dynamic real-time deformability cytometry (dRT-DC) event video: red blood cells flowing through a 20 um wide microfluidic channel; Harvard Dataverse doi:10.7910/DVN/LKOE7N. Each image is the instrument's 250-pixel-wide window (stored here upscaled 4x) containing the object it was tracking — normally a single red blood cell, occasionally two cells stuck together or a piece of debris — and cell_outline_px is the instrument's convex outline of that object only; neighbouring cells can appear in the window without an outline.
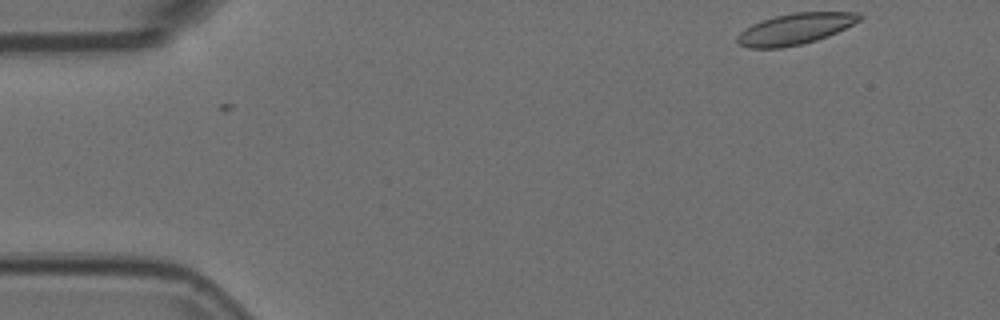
{"species": "Egyptian fruit bat (a non-hibernating species)", "species_latin": "Rousettus aegyptiacus", "temperature_condition": "room temperature", "stored_images_in_passage": 4, "camera_frame_rate_fps": 3000, "um_per_image_px": 0.085, "animal": {"sex": "female"}, "frame": {"image": 1, "passage_image": 1, "time_ms": 0.0, "image_size_px": [1000, 320], "cell_outline_px": [[864, 16], [860, 20], [828, 36], [816, 40], [800, 44], [780, 48], [748, 48], [740, 44], [736, 40], [736, 36], [740, 32], [752, 24], [776, 16], [792, 12], [856, 12]], "centroid_in_image_um": [67.58, 2.45], "position_along_channel_um": 17.4, "area_um2": 21.91}}
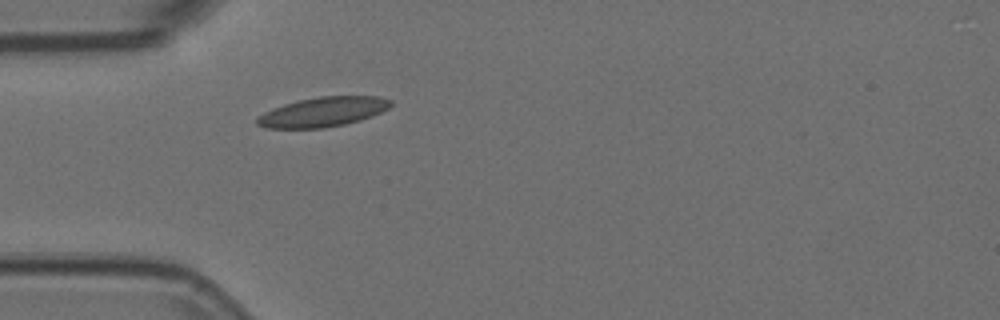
{"frame": {"image": 2, "passage_image": 4, "time_ms": 1.0, "image_size_px": [1000, 320], "cell_outline_px": [[392, 104], [388, 108], [372, 116], [360, 120], [344, 124], [320, 128], [264, 128], [256, 124], [256, 116], [272, 108], [284, 104], [300, 100], [320, 96], [380, 96], [392, 100]], "centroid_in_image_um": [27.43, 9.51], "position_along_channel_um": 57.6, "area_um2": 23.06}}